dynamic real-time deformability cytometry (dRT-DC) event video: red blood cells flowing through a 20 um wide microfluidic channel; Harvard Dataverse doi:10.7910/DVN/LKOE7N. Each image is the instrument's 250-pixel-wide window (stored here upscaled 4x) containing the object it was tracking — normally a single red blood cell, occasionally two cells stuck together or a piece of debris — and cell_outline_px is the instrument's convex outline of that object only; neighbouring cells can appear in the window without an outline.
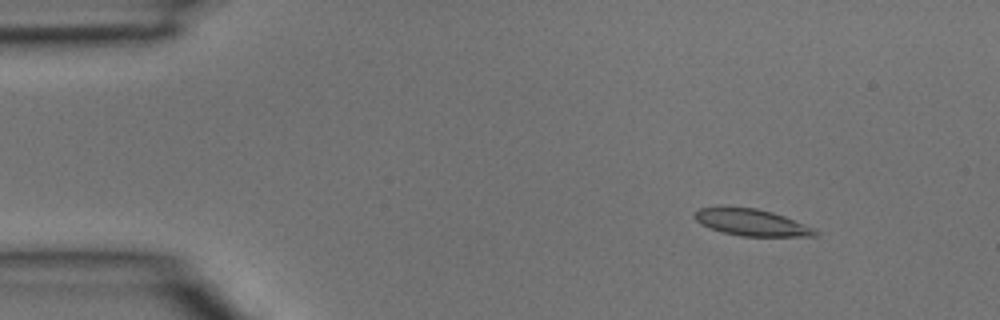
{"species": "common noctule bat (a hibernating species)", "species_latin": "Nyctalus noctula", "temperature_condition": "room temperature", "stored_images_in_passage": 4, "camera_frame_rate_fps": 3000, "um_per_image_px": 0.085, "animal": {"sex": "male", "body_mass_g": 15.6}, "frame": {"image": 1, "passage_image": 2, "time_ms": 0.333, "image_size_px": [1000, 320], "cell_outline_px": [[820, 232], [816, 236], [740, 236], [724, 232], [700, 224], [692, 216], [692, 212], [700, 208], [720, 204], [756, 208], [772, 212], [784, 216], [812, 228]], "centroid_in_image_um": [63.77, 18.86], "position_along_channel_um": 21.2, "area_um2": 19.13}}